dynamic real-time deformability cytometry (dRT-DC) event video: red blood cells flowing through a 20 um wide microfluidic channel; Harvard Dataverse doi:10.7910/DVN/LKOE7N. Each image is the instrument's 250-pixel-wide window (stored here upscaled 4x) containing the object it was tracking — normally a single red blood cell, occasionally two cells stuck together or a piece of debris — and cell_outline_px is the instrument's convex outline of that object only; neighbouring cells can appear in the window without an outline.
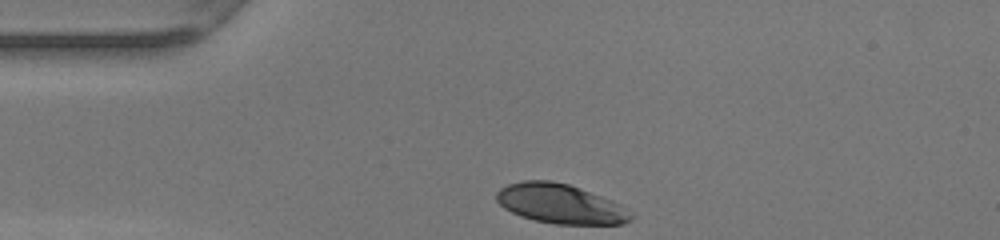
{"species": "human", "species_latin": "Homo sapiens", "temperature_condition": "warm", "stored_images_in_passage": 28, "camera_frame_rate_fps": 3000, "um_per_image_px": 0.085, "donor": {"sex": "female"}, "frame": {"image": 1, "passage_image": 1, "time_ms": 0.0, "image_size_px": [1000, 240], "cell_outline_px": [[636, 216], [632, 220], [620, 224], [556, 224], [536, 220], [520, 216], [504, 208], [496, 200], [496, 192], [500, 188], [508, 184], [524, 180], [552, 180], [568, 184], [580, 188], [612, 200], [620, 204]], "centroid_in_image_um": [47.64, 17.32], "position_along_channel_um": 37.4, "area_um2": 31.04}}
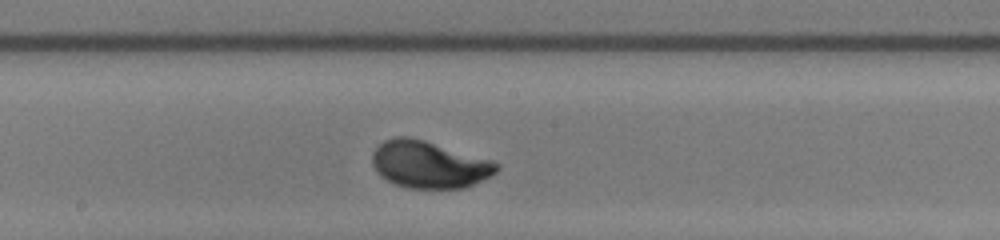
{"frame": {"image": 2, "passage_image": 16, "time_ms": 5.0, "image_size_px": [1000, 240], "cell_outline_px": [[500, 168], [496, 172], [464, 188], [408, 188], [396, 184], [380, 176], [376, 172], [372, 164], [372, 152], [384, 140], [396, 136], [408, 136], [424, 140], [488, 160], [500, 164]], "centroid_in_image_um": [36.41, 13.98], "position_along_channel_um": 211.8, "area_um2": 33.64}}
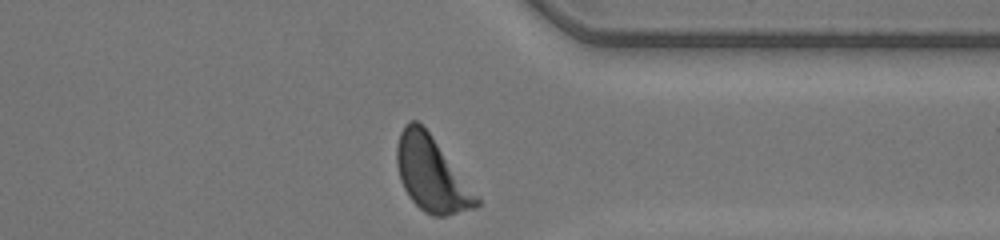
{"frame": {"image": 3, "passage_image": 28, "time_ms": 9.0, "image_size_px": [1000, 240], "cell_outline_px": [[480, 204], [476, 208], [444, 216], [432, 216], [424, 212], [408, 196], [400, 180], [396, 164], [396, 148], [400, 132], [404, 124], [408, 120], [416, 120], [428, 132], [480, 200]], "centroid_in_image_um": [36.62, 14.81], "position_along_channel_um": 374.8, "area_um2": 33.99}, "authors_computed_cell_mechanics": {"area_um2": 33.235, "velocity_mm_per_s": 4.1947, "shape_relaxation_time_tau1_ms": 2.3436, "shape_relaxation_time_tau2_ms": null, "deformation_change_tau1": 0.1736, "deformation_change_tau2": null}}